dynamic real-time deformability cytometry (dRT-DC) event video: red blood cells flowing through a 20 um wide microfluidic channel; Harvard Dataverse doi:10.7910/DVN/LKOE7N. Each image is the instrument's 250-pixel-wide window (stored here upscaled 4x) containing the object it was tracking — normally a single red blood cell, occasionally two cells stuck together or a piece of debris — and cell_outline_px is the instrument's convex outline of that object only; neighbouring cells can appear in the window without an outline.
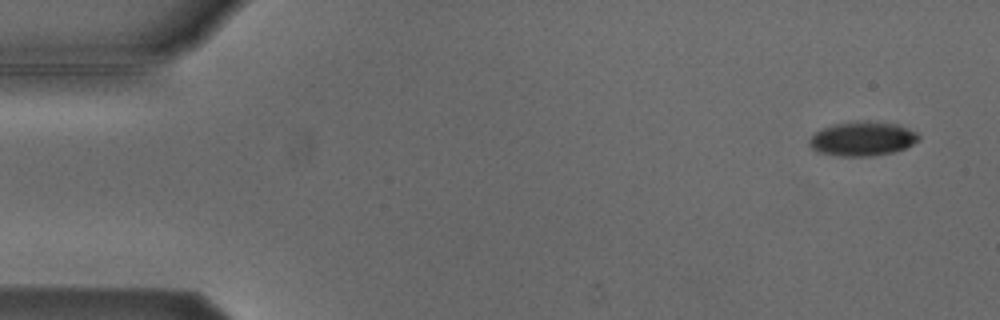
{"species": "Egyptian fruit bat (a non-hibernating species)", "species_latin": "Rousettus aegyptiacus", "temperature_condition": "cold", "stored_images_in_passage": 4, "camera_frame_rate_fps": 3000, "um_per_image_px": 0.085, "animal": {"sex": "male"}, "frame": {"image": 1, "passage_image": 1, "time_ms": 0.0, "image_size_px": [1000, 320], "cell_outline_px": [[920, 140], [904, 148], [892, 152], [872, 156], [840, 156], [816, 152], [808, 144], [808, 140], [816, 132], [824, 128], [836, 124], [856, 120], [900, 124], [916, 132], [920, 136]], "centroid_in_image_um": [73.31, 11.79], "position_along_channel_um": 11.7, "area_um2": 21.85}}